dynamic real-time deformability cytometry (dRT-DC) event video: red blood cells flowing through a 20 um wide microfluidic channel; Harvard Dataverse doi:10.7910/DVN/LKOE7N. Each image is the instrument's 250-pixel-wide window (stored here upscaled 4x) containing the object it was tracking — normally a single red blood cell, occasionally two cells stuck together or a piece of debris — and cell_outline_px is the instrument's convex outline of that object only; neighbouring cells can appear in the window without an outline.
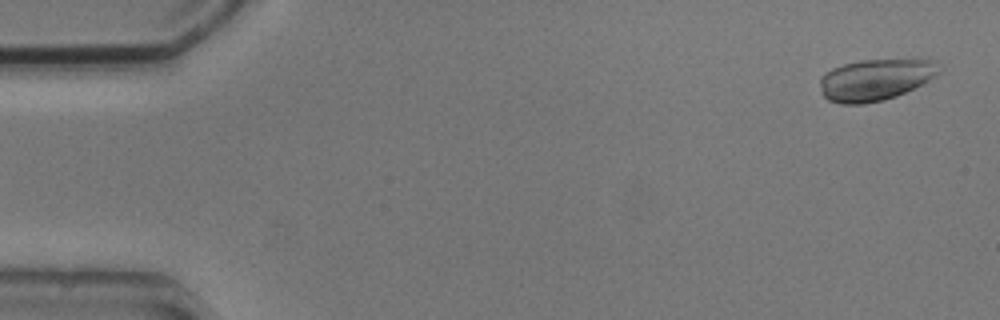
{"species": "common noctule bat (a hibernating species)", "species_latin": "Nyctalus noctula", "temperature_condition": "cold", "stored_images_in_passage": 8, "camera_frame_rate_fps": 3000, "um_per_image_px": 0.085, "animal": {"sex": "male", "body_mass_g": 20.5, "forearm_length_mm": 52.5}, "frame": {"image": 1, "passage_image": 1, "time_ms": 0.0, "image_size_px": [1000, 320], "cell_outline_px": [[940, 72], [928, 80], [896, 96], [884, 100], [864, 104], [840, 104], [828, 100], [824, 96], [820, 84], [820, 76], [832, 68], [844, 64], [860, 60], [936, 60]], "centroid_in_image_um": [74.36, 6.78], "position_along_channel_um": 10.6, "area_um2": 28.5}}
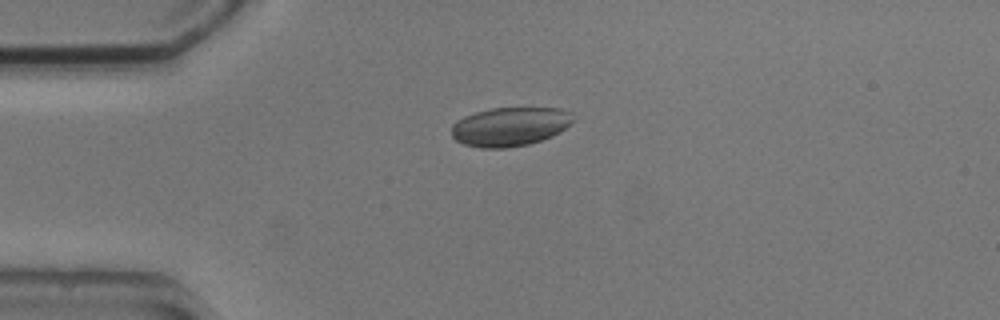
{"frame": {"image": 2, "passage_image": 4, "time_ms": 3.333, "image_size_px": [1000, 320], "cell_outline_px": [[576, 116], [560, 132], [552, 136], [528, 144], [508, 148], [480, 148], [464, 144], [456, 140], [452, 136], [452, 124], [456, 120], [464, 116], [476, 112], [492, 108], [560, 108], [572, 112]], "centroid_in_image_um": [43.34, 10.76], "position_along_channel_um": 41.7, "area_um2": 27.63}}